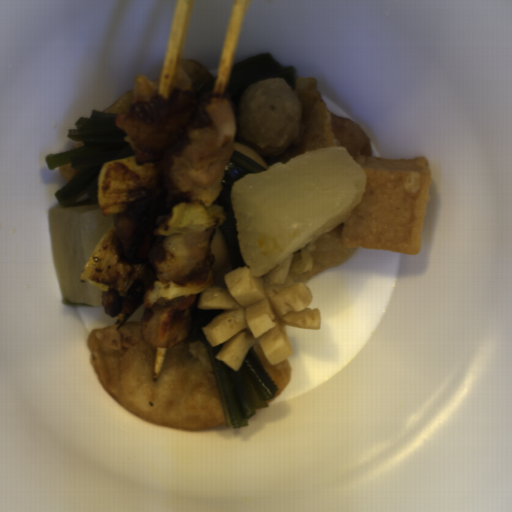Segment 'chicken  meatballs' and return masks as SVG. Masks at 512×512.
I'll list each match as a JSON object with an SVG mask.
<instances>
[{
    "instance_id": "obj_1",
    "label": "chicken meatballs",
    "mask_w": 512,
    "mask_h": 512,
    "mask_svg": "<svg viewBox=\"0 0 512 512\" xmlns=\"http://www.w3.org/2000/svg\"><path fill=\"white\" fill-rule=\"evenodd\" d=\"M237 128L240 143L259 154H285L303 137L301 98L283 78L259 79L242 94Z\"/></svg>"
}]
</instances>
